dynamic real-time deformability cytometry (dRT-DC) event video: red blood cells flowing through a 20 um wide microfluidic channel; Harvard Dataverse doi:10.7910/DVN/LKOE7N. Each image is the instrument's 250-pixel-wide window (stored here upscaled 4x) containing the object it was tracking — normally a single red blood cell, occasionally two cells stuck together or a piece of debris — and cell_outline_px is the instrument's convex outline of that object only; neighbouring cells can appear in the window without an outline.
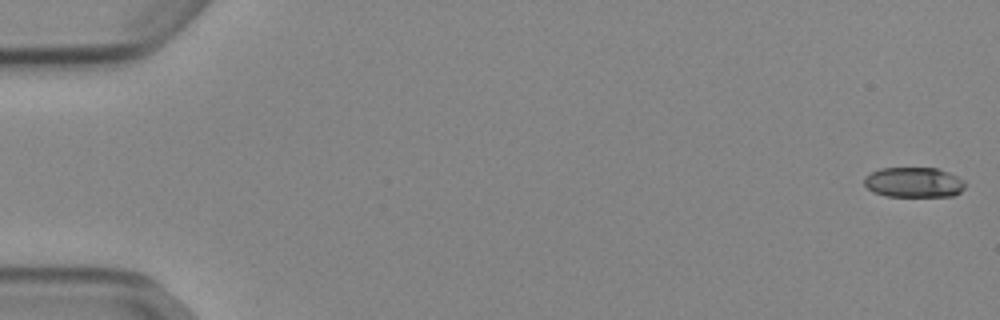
{"species": "Egyptian fruit bat (a non-hibernating species)", "species_latin": "Rousettus aegyptiacus", "temperature_condition": "cold", "stored_images_in_passage": 53, "camera_frame_rate_fps": 3000, "um_per_image_px": 0.085, "animal": {"sex": "female"}, "frame": {"image": 1, "passage_image": 1, "time_ms": 0.0, "image_size_px": [1000, 320], "cell_outline_px": [[964, 188], [960, 192], [952, 196], [884, 196], [872, 192], [864, 184], [864, 176], [880, 168], [936, 168], [948, 172], [964, 180]], "centroid_in_image_um": [77.64, 15.5], "position_along_channel_um": 7.4, "area_um2": 17.74}}
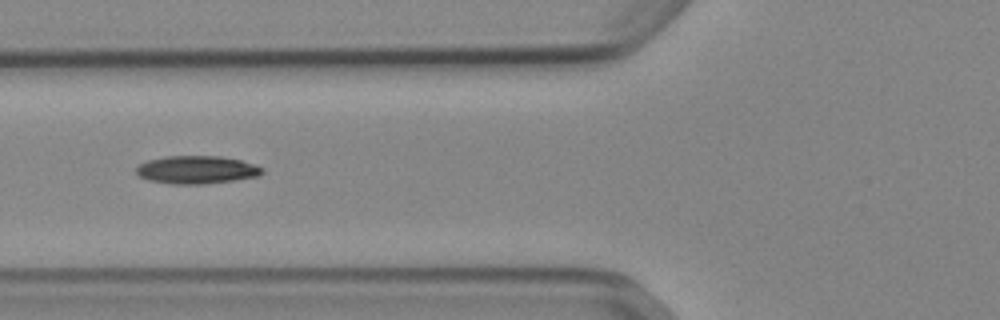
{"frame": {"image": 2, "passage_image": 21, "time_ms": 6.667, "image_size_px": [1000, 320], "cell_outline_px": [[264, 172], [260, 176], [204, 184], [172, 184], [148, 180], [140, 176], [136, 172], [136, 168], [140, 164], [148, 160], [164, 156], [220, 156], [240, 160], [256, 164], [264, 168]], "centroid_in_image_um": [16.74, 14.43], "position_along_channel_um": 109.1, "area_um2": 20.58}}
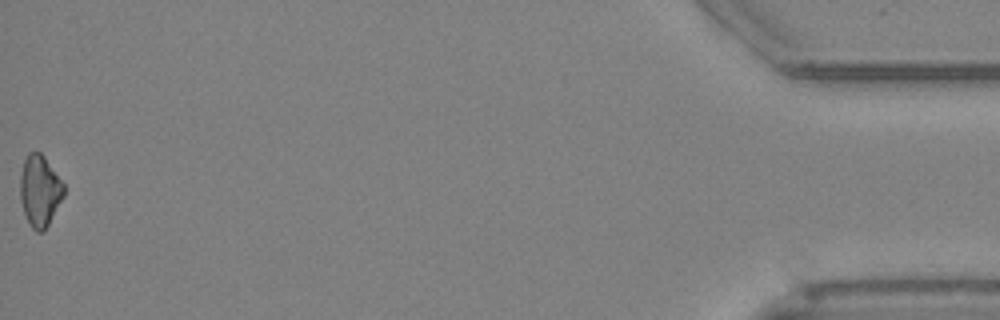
{"frame": {"image": 3, "passage_image": 53, "time_ms": 17.333, "image_size_px": [1000, 320], "cell_outline_px": [[64, 196], [44, 232], [36, 232], [32, 228], [24, 212], [20, 200], [20, 176], [24, 160], [28, 152], [40, 152], [44, 156], [64, 184]], "centroid_in_image_um": [3.38, 16.22], "position_along_channel_um": 431.8, "area_um2": 18.09}, "authors_computed_cell_mechanics": {"area_um2": 19.074, "velocity_mm_per_s": 3.8982, "shape_relaxation_time_tau1_ms": 3.2548, "shape_relaxation_time_tau2_ms": null, "deformation_change_tau1": 0.1097, "deformation_change_tau2": null}}